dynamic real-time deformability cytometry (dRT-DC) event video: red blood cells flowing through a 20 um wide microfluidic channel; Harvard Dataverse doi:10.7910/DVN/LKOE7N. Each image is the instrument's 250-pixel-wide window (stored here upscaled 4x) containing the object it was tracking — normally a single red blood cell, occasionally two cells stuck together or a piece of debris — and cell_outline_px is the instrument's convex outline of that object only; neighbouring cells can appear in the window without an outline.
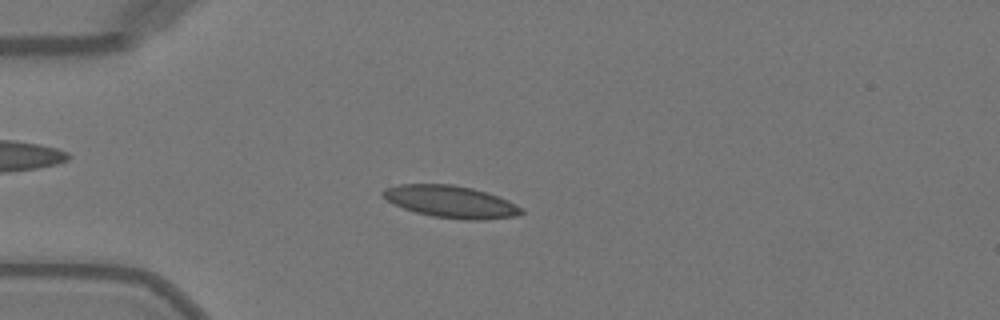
{"species": "Egyptian fruit bat (a non-hibernating species)", "species_latin": "Rousettus aegyptiacus", "temperature_condition": "warm", "stored_images_in_passage": 50, "camera_frame_rate_fps": 3000, "um_per_image_px": 0.085, "animal": {"sex": "female"}, "frame": {"image": 1, "passage_image": 14, "time_ms": 4.333, "image_size_px": [1000, 320], "cell_outline_px": [[524, 212], [516, 216], [484, 220], [464, 220], [432, 216], [416, 212], [404, 208], [388, 200], [380, 192], [384, 188], [400, 184], [452, 184], [472, 188], [508, 200], [524, 208]], "centroid_in_image_um": [38.35, 17.15], "position_along_channel_um": 46.7, "area_um2": 25.78}}
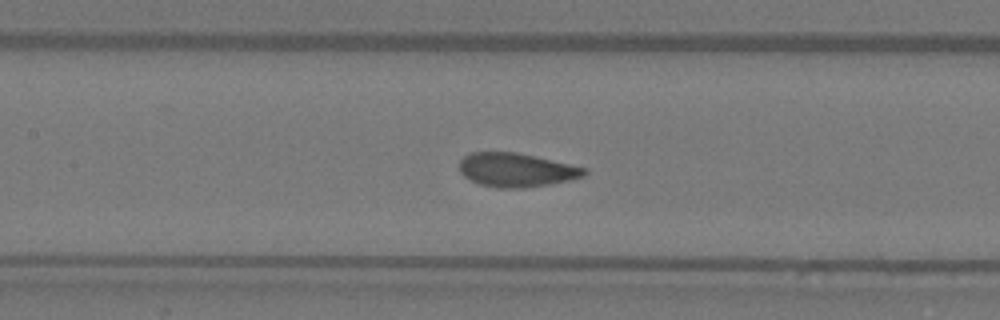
{"frame": {"image": 2, "passage_image": 24, "time_ms": 7.667, "image_size_px": [1000, 320], "cell_outline_px": [[588, 172], [584, 176], [568, 180], [548, 184], [524, 188], [496, 188], [480, 184], [464, 176], [460, 172], [460, 160], [464, 156], [472, 152], [516, 152], [536, 156], [588, 168]], "centroid_in_image_um": [43.9, 14.44], "position_along_channel_um": 163.5, "area_um2": 24.62}}
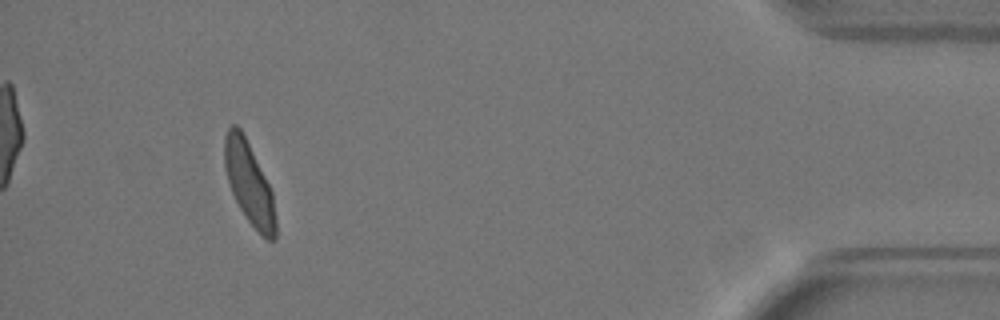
{"frame": {"image": 3, "passage_image": 47, "time_ms": 15.333, "image_size_px": [1000, 320], "cell_outline_px": [[276, 240], [268, 240], [248, 220], [240, 208], [232, 192], [228, 180], [224, 164], [224, 136], [228, 128], [232, 124], [236, 124], [240, 128], [272, 192], [276, 220]], "centroid_in_image_um": [21.16, 15.57], "position_along_channel_um": 414.0, "area_um2": 23.76}, "authors_computed_cell_mechanics": {"area_um2": 24.7095, "velocity_mm_per_s": 4.0692, "shape_relaxation_time_tau1_ms": 2.6919, "shape_relaxation_time_tau2_ms": null, "deformation_change_tau1": 0.1428, "deformation_change_tau2": null}}